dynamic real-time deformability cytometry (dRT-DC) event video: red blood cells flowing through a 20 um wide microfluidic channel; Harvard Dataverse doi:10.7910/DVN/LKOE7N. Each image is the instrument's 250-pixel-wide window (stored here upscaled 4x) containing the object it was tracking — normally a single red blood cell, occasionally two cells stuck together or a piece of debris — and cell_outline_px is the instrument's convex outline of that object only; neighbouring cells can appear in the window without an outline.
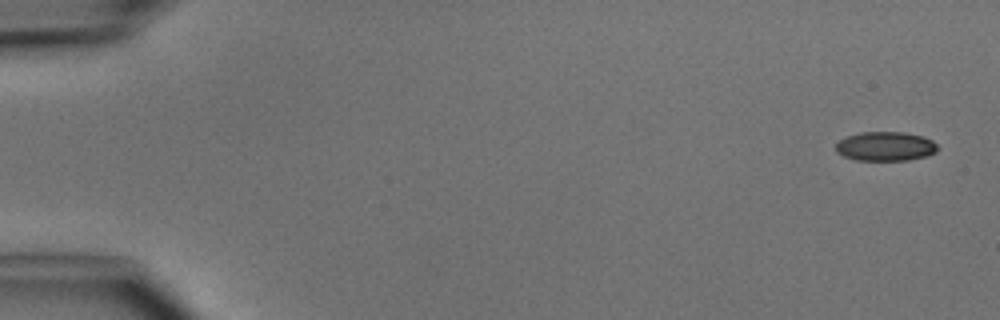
{"species": "common noctule bat (a hibernating species)", "species_latin": "Nyctalus noctula", "temperature_condition": "cold", "stored_images_in_passage": 6, "camera_frame_rate_fps": 3000, "um_per_image_px": 0.085, "animal": {"sex": "male", "body_mass_g": 15.6}, "frame": {"image": 1, "passage_image": 1, "time_ms": 0.0, "image_size_px": [1000, 320], "cell_outline_px": [[936, 152], [928, 156], [908, 160], [856, 160], [844, 156], [836, 152], [836, 144], [840, 140], [848, 136], [860, 132], [904, 132], [924, 136], [932, 140], [936, 144]], "centroid_in_image_um": [75.28, 12.44], "position_along_channel_um": 9.7, "area_um2": 17.34}}
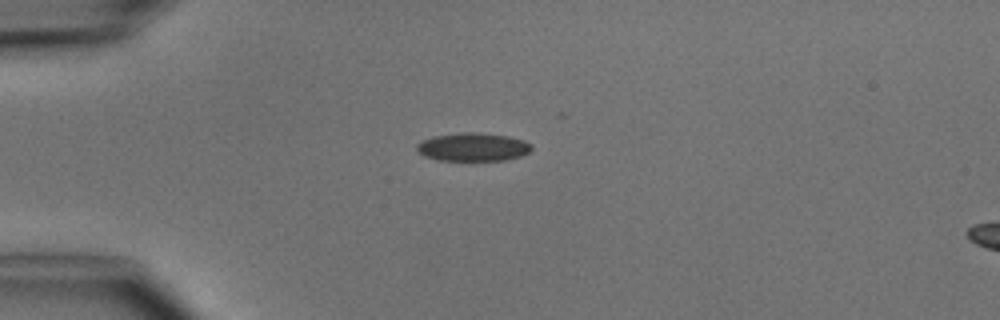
{"frame": {"image": 2, "passage_image": 4, "time_ms": 3.667, "image_size_px": [1000, 320], "cell_outline_px": [[532, 148], [528, 152], [520, 156], [504, 160], [440, 160], [424, 156], [416, 148], [416, 144], [420, 140], [432, 136], [460, 132], [476, 132], [508, 136], [524, 140], [532, 144]], "centroid_in_image_um": [40.18, 12.48], "position_along_channel_um": 44.8, "area_um2": 18.96}}